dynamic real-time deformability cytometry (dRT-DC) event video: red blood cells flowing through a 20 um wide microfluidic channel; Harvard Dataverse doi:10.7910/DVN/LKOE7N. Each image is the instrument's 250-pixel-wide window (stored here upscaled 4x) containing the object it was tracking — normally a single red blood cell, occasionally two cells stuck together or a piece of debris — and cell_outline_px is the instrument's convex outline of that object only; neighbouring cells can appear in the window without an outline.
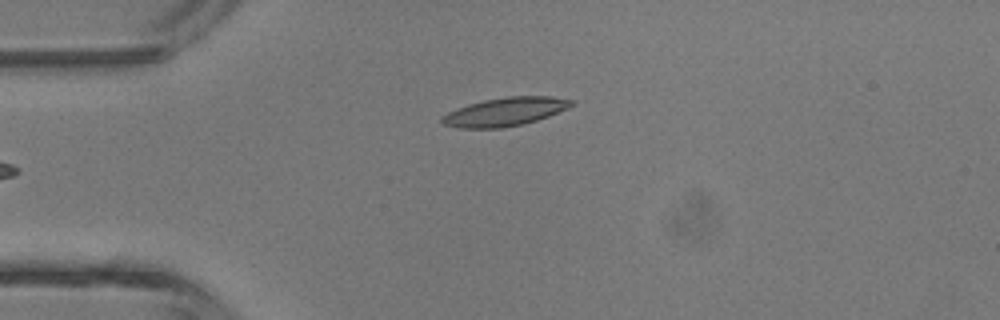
{"species": "common noctule bat (a hibernating species)", "species_latin": "Nyctalus noctula", "temperature_condition": "room temperature", "stored_images_in_passage": 4, "camera_frame_rate_fps": 3000, "um_per_image_px": 0.085, "animal": {"sex": "male", "body_mass_g": 13.3}, "frame": {"image": 1, "passage_image": 4, "time_ms": 3.333, "image_size_px": [1000, 320], "cell_outline_px": [[576, 100], [568, 108], [548, 116], [524, 124], [504, 128], [456, 128], [444, 124], [440, 120], [440, 116], [456, 108], [468, 104], [484, 100], [508, 96], [552, 96]], "centroid_in_image_um": [42.91, 9.5], "position_along_channel_um": 42.1, "area_um2": 21.62}}